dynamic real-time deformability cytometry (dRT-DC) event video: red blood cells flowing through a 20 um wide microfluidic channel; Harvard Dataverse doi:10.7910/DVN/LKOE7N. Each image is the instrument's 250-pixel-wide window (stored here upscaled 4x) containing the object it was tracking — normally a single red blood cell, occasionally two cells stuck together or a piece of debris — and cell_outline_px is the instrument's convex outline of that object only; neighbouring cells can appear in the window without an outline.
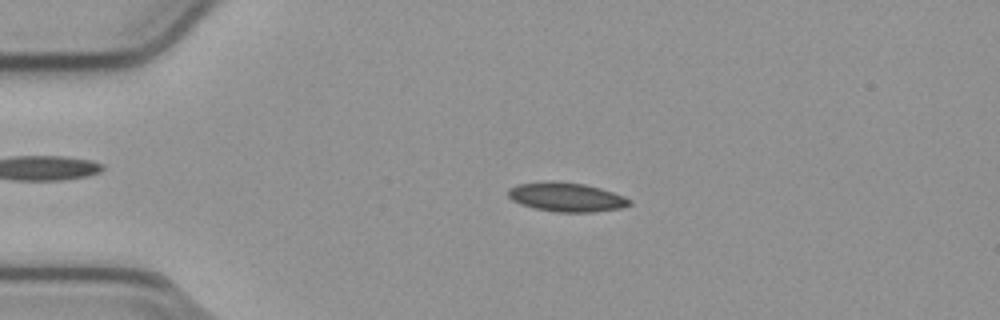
{"species": "common noctule bat (a hibernating species)", "species_latin": "Nyctalus noctula", "temperature_condition": "cold", "stored_images_in_passage": 54, "camera_frame_rate_fps": 3000, "um_per_image_px": 0.085, "animal": {"sex": "male", "body_mass_g": 23.1, "forearm_length_mm": 52.7}, "frame": {"image": 1, "passage_image": 12, "time_ms": 3.667, "image_size_px": [1000, 320], "cell_outline_px": [[632, 204], [620, 208], [592, 212], [556, 212], [532, 208], [520, 204], [512, 200], [508, 196], [508, 188], [516, 184], [548, 180], [552, 180], [584, 184], [600, 188], [624, 196], [632, 200]], "centroid_in_image_um": [48.11, 16.74], "position_along_channel_um": 36.9, "area_um2": 20.81}}
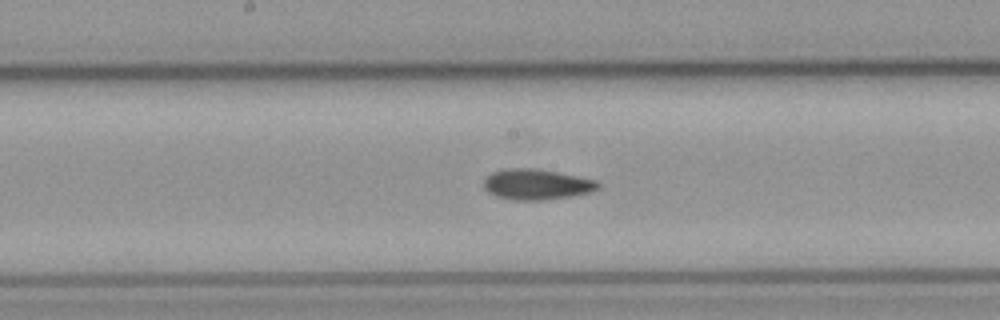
{"frame": {"image": 2, "passage_image": 28, "time_ms": 9.0, "image_size_px": [1000, 320], "cell_outline_px": [[600, 188], [592, 192], [572, 196], [544, 200], [512, 200], [496, 196], [488, 192], [484, 188], [484, 180], [492, 172], [508, 168], [536, 168], [596, 180], [600, 184]], "centroid_in_image_um": [45.62, 15.68], "position_along_channel_um": 202.6, "area_um2": 20.4}}
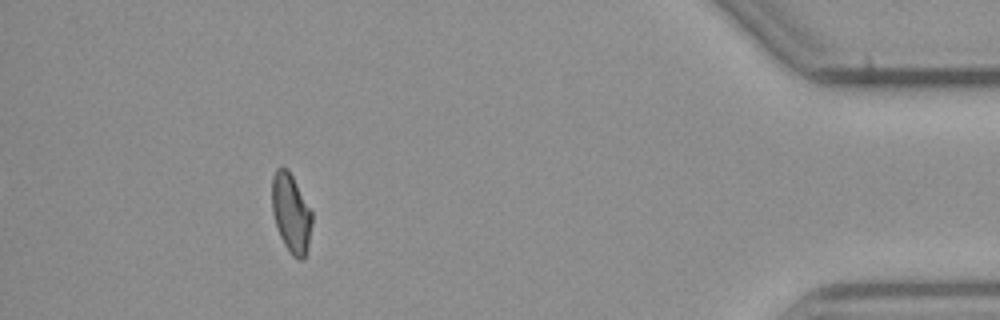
{"frame": {"image": 3, "passage_image": 49, "time_ms": 16.0, "image_size_px": [1000, 320], "cell_outline_px": [[312, 224], [308, 248], [304, 260], [296, 260], [288, 252], [280, 236], [272, 212], [272, 176], [276, 168], [288, 168], [312, 212]], "centroid_in_image_um": [24.75, 18.16], "position_along_channel_um": 410.5, "area_um2": 18.55}}